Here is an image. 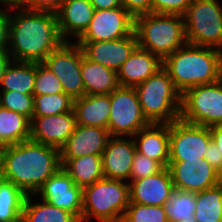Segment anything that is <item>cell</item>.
Wrapping results in <instances>:
<instances>
[{"instance_id": "obj_20", "label": "cell", "mask_w": 222, "mask_h": 222, "mask_svg": "<svg viewBox=\"0 0 222 222\" xmlns=\"http://www.w3.org/2000/svg\"><path fill=\"white\" fill-rule=\"evenodd\" d=\"M94 11L95 8L89 0H63L56 12L63 40L76 41L90 24Z\"/></svg>"}, {"instance_id": "obj_31", "label": "cell", "mask_w": 222, "mask_h": 222, "mask_svg": "<svg viewBox=\"0 0 222 222\" xmlns=\"http://www.w3.org/2000/svg\"><path fill=\"white\" fill-rule=\"evenodd\" d=\"M195 192L174 189L170 199L163 205L169 222L191 219L195 212Z\"/></svg>"}, {"instance_id": "obj_27", "label": "cell", "mask_w": 222, "mask_h": 222, "mask_svg": "<svg viewBox=\"0 0 222 222\" xmlns=\"http://www.w3.org/2000/svg\"><path fill=\"white\" fill-rule=\"evenodd\" d=\"M22 216L26 222H80L70 212L41 198L37 199L35 194L27 195Z\"/></svg>"}, {"instance_id": "obj_18", "label": "cell", "mask_w": 222, "mask_h": 222, "mask_svg": "<svg viewBox=\"0 0 222 222\" xmlns=\"http://www.w3.org/2000/svg\"><path fill=\"white\" fill-rule=\"evenodd\" d=\"M110 137L105 128L77 124L72 135L60 148V159L102 155Z\"/></svg>"}, {"instance_id": "obj_40", "label": "cell", "mask_w": 222, "mask_h": 222, "mask_svg": "<svg viewBox=\"0 0 222 222\" xmlns=\"http://www.w3.org/2000/svg\"><path fill=\"white\" fill-rule=\"evenodd\" d=\"M9 24V11H0V53H8Z\"/></svg>"}, {"instance_id": "obj_35", "label": "cell", "mask_w": 222, "mask_h": 222, "mask_svg": "<svg viewBox=\"0 0 222 222\" xmlns=\"http://www.w3.org/2000/svg\"><path fill=\"white\" fill-rule=\"evenodd\" d=\"M63 92L58 77L43 63H36L33 95L56 94Z\"/></svg>"}, {"instance_id": "obj_22", "label": "cell", "mask_w": 222, "mask_h": 222, "mask_svg": "<svg viewBox=\"0 0 222 222\" xmlns=\"http://www.w3.org/2000/svg\"><path fill=\"white\" fill-rule=\"evenodd\" d=\"M169 135L170 124L151 123L133 136L136 151L159 162L163 167H168Z\"/></svg>"}, {"instance_id": "obj_36", "label": "cell", "mask_w": 222, "mask_h": 222, "mask_svg": "<svg viewBox=\"0 0 222 222\" xmlns=\"http://www.w3.org/2000/svg\"><path fill=\"white\" fill-rule=\"evenodd\" d=\"M164 167L157 161L147 158L137 151L133 157L129 183L140 178H146L160 172Z\"/></svg>"}, {"instance_id": "obj_11", "label": "cell", "mask_w": 222, "mask_h": 222, "mask_svg": "<svg viewBox=\"0 0 222 222\" xmlns=\"http://www.w3.org/2000/svg\"><path fill=\"white\" fill-rule=\"evenodd\" d=\"M210 140L209 127L187 123L179 118L170 123L169 161L203 159Z\"/></svg>"}, {"instance_id": "obj_34", "label": "cell", "mask_w": 222, "mask_h": 222, "mask_svg": "<svg viewBox=\"0 0 222 222\" xmlns=\"http://www.w3.org/2000/svg\"><path fill=\"white\" fill-rule=\"evenodd\" d=\"M0 106L20 113L30 120L34 112V95L17 91H0Z\"/></svg>"}, {"instance_id": "obj_26", "label": "cell", "mask_w": 222, "mask_h": 222, "mask_svg": "<svg viewBox=\"0 0 222 222\" xmlns=\"http://www.w3.org/2000/svg\"><path fill=\"white\" fill-rule=\"evenodd\" d=\"M36 62L11 60L2 75L0 91L33 94Z\"/></svg>"}, {"instance_id": "obj_46", "label": "cell", "mask_w": 222, "mask_h": 222, "mask_svg": "<svg viewBox=\"0 0 222 222\" xmlns=\"http://www.w3.org/2000/svg\"><path fill=\"white\" fill-rule=\"evenodd\" d=\"M4 179L3 147L0 146V182Z\"/></svg>"}, {"instance_id": "obj_1", "label": "cell", "mask_w": 222, "mask_h": 222, "mask_svg": "<svg viewBox=\"0 0 222 222\" xmlns=\"http://www.w3.org/2000/svg\"><path fill=\"white\" fill-rule=\"evenodd\" d=\"M9 47L12 60L42 63L63 42L54 12L9 11Z\"/></svg>"}, {"instance_id": "obj_43", "label": "cell", "mask_w": 222, "mask_h": 222, "mask_svg": "<svg viewBox=\"0 0 222 222\" xmlns=\"http://www.w3.org/2000/svg\"><path fill=\"white\" fill-rule=\"evenodd\" d=\"M96 10H110L122 7L120 0H89Z\"/></svg>"}, {"instance_id": "obj_16", "label": "cell", "mask_w": 222, "mask_h": 222, "mask_svg": "<svg viewBox=\"0 0 222 222\" xmlns=\"http://www.w3.org/2000/svg\"><path fill=\"white\" fill-rule=\"evenodd\" d=\"M76 125L73 110L50 116H33L30 124V139L60 150L74 132Z\"/></svg>"}, {"instance_id": "obj_15", "label": "cell", "mask_w": 222, "mask_h": 222, "mask_svg": "<svg viewBox=\"0 0 222 222\" xmlns=\"http://www.w3.org/2000/svg\"><path fill=\"white\" fill-rule=\"evenodd\" d=\"M76 43L81 46L87 59L102 64L115 72H118L122 64L138 46L135 32L115 40Z\"/></svg>"}, {"instance_id": "obj_14", "label": "cell", "mask_w": 222, "mask_h": 222, "mask_svg": "<svg viewBox=\"0 0 222 222\" xmlns=\"http://www.w3.org/2000/svg\"><path fill=\"white\" fill-rule=\"evenodd\" d=\"M83 188L77 186L61 167L45 181L35 193L37 198L73 214L80 222L82 217Z\"/></svg>"}, {"instance_id": "obj_3", "label": "cell", "mask_w": 222, "mask_h": 222, "mask_svg": "<svg viewBox=\"0 0 222 222\" xmlns=\"http://www.w3.org/2000/svg\"><path fill=\"white\" fill-rule=\"evenodd\" d=\"M162 67L183 94L189 88L222 78V51L187 43L165 57Z\"/></svg>"}, {"instance_id": "obj_30", "label": "cell", "mask_w": 222, "mask_h": 222, "mask_svg": "<svg viewBox=\"0 0 222 222\" xmlns=\"http://www.w3.org/2000/svg\"><path fill=\"white\" fill-rule=\"evenodd\" d=\"M27 195L9 180L0 182V222H12L22 215Z\"/></svg>"}, {"instance_id": "obj_48", "label": "cell", "mask_w": 222, "mask_h": 222, "mask_svg": "<svg viewBox=\"0 0 222 222\" xmlns=\"http://www.w3.org/2000/svg\"><path fill=\"white\" fill-rule=\"evenodd\" d=\"M178 222H196V220L194 219V217L193 218H191V219H183L182 221H178Z\"/></svg>"}, {"instance_id": "obj_13", "label": "cell", "mask_w": 222, "mask_h": 222, "mask_svg": "<svg viewBox=\"0 0 222 222\" xmlns=\"http://www.w3.org/2000/svg\"><path fill=\"white\" fill-rule=\"evenodd\" d=\"M168 170L174 188L189 192L211 189L222 182V176L203 158L169 161Z\"/></svg>"}, {"instance_id": "obj_25", "label": "cell", "mask_w": 222, "mask_h": 222, "mask_svg": "<svg viewBox=\"0 0 222 222\" xmlns=\"http://www.w3.org/2000/svg\"><path fill=\"white\" fill-rule=\"evenodd\" d=\"M60 160L62 168L81 188L104 178L101 155H85L84 157Z\"/></svg>"}, {"instance_id": "obj_5", "label": "cell", "mask_w": 222, "mask_h": 222, "mask_svg": "<svg viewBox=\"0 0 222 222\" xmlns=\"http://www.w3.org/2000/svg\"><path fill=\"white\" fill-rule=\"evenodd\" d=\"M129 204V183L103 178L83 188L81 222H121Z\"/></svg>"}, {"instance_id": "obj_8", "label": "cell", "mask_w": 222, "mask_h": 222, "mask_svg": "<svg viewBox=\"0 0 222 222\" xmlns=\"http://www.w3.org/2000/svg\"><path fill=\"white\" fill-rule=\"evenodd\" d=\"M180 119L207 127L222 124V78L187 89L181 96Z\"/></svg>"}, {"instance_id": "obj_19", "label": "cell", "mask_w": 222, "mask_h": 222, "mask_svg": "<svg viewBox=\"0 0 222 222\" xmlns=\"http://www.w3.org/2000/svg\"><path fill=\"white\" fill-rule=\"evenodd\" d=\"M129 185L130 203L148 206H163L175 189L167 167L154 175L131 181Z\"/></svg>"}, {"instance_id": "obj_24", "label": "cell", "mask_w": 222, "mask_h": 222, "mask_svg": "<svg viewBox=\"0 0 222 222\" xmlns=\"http://www.w3.org/2000/svg\"><path fill=\"white\" fill-rule=\"evenodd\" d=\"M81 75L85 88V95H109L118 88L117 72L94 61L84 55L81 60Z\"/></svg>"}, {"instance_id": "obj_4", "label": "cell", "mask_w": 222, "mask_h": 222, "mask_svg": "<svg viewBox=\"0 0 222 222\" xmlns=\"http://www.w3.org/2000/svg\"><path fill=\"white\" fill-rule=\"evenodd\" d=\"M138 46L158 55L162 60L187 44L181 15L148 13L134 18Z\"/></svg>"}, {"instance_id": "obj_45", "label": "cell", "mask_w": 222, "mask_h": 222, "mask_svg": "<svg viewBox=\"0 0 222 222\" xmlns=\"http://www.w3.org/2000/svg\"><path fill=\"white\" fill-rule=\"evenodd\" d=\"M11 60L12 59L8 53H0V83L2 75L4 74L5 69Z\"/></svg>"}, {"instance_id": "obj_7", "label": "cell", "mask_w": 222, "mask_h": 222, "mask_svg": "<svg viewBox=\"0 0 222 222\" xmlns=\"http://www.w3.org/2000/svg\"><path fill=\"white\" fill-rule=\"evenodd\" d=\"M187 43L222 51V2L193 0L183 15Z\"/></svg>"}, {"instance_id": "obj_41", "label": "cell", "mask_w": 222, "mask_h": 222, "mask_svg": "<svg viewBox=\"0 0 222 222\" xmlns=\"http://www.w3.org/2000/svg\"><path fill=\"white\" fill-rule=\"evenodd\" d=\"M204 159L220 174V152L212 140L208 144Z\"/></svg>"}, {"instance_id": "obj_38", "label": "cell", "mask_w": 222, "mask_h": 222, "mask_svg": "<svg viewBox=\"0 0 222 222\" xmlns=\"http://www.w3.org/2000/svg\"><path fill=\"white\" fill-rule=\"evenodd\" d=\"M122 7L134 18L151 13L150 0H120Z\"/></svg>"}, {"instance_id": "obj_2", "label": "cell", "mask_w": 222, "mask_h": 222, "mask_svg": "<svg viewBox=\"0 0 222 222\" xmlns=\"http://www.w3.org/2000/svg\"><path fill=\"white\" fill-rule=\"evenodd\" d=\"M4 178L35 194L61 167L60 150L31 139L3 147Z\"/></svg>"}, {"instance_id": "obj_28", "label": "cell", "mask_w": 222, "mask_h": 222, "mask_svg": "<svg viewBox=\"0 0 222 222\" xmlns=\"http://www.w3.org/2000/svg\"><path fill=\"white\" fill-rule=\"evenodd\" d=\"M31 120L0 106V146H9L30 139Z\"/></svg>"}, {"instance_id": "obj_12", "label": "cell", "mask_w": 222, "mask_h": 222, "mask_svg": "<svg viewBox=\"0 0 222 222\" xmlns=\"http://www.w3.org/2000/svg\"><path fill=\"white\" fill-rule=\"evenodd\" d=\"M134 32V17L123 7L94 11L85 32L75 42L115 40Z\"/></svg>"}, {"instance_id": "obj_44", "label": "cell", "mask_w": 222, "mask_h": 222, "mask_svg": "<svg viewBox=\"0 0 222 222\" xmlns=\"http://www.w3.org/2000/svg\"><path fill=\"white\" fill-rule=\"evenodd\" d=\"M24 8V0H0V11H10Z\"/></svg>"}, {"instance_id": "obj_42", "label": "cell", "mask_w": 222, "mask_h": 222, "mask_svg": "<svg viewBox=\"0 0 222 222\" xmlns=\"http://www.w3.org/2000/svg\"><path fill=\"white\" fill-rule=\"evenodd\" d=\"M211 140L216 144L220 152V175L222 176V124L209 127Z\"/></svg>"}, {"instance_id": "obj_9", "label": "cell", "mask_w": 222, "mask_h": 222, "mask_svg": "<svg viewBox=\"0 0 222 222\" xmlns=\"http://www.w3.org/2000/svg\"><path fill=\"white\" fill-rule=\"evenodd\" d=\"M110 136L133 137L151 123L145 118L134 87L119 86L110 94Z\"/></svg>"}, {"instance_id": "obj_23", "label": "cell", "mask_w": 222, "mask_h": 222, "mask_svg": "<svg viewBox=\"0 0 222 222\" xmlns=\"http://www.w3.org/2000/svg\"><path fill=\"white\" fill-rule=\"evenodd\" d=\"M110 107V95H84L74 99L73 111L76 124L107 129Z\"/></svg>"}, {"instance_id": "obj_6", "label": "cell", "mask_w": 222, "mask_h": 222, "mask_svg": "<svg viewBox=\"0 0 222 222\" xmlns=\"http://www.w3.org/2000/svg\"><path fill=\"white\" fill-rule=\"evenodd\" d=\"M134 88L150 123L170 124L180 118L182 94L163 67Z\"/></svg>"}, {"instance_id": "obj_33", "label": "cell", "mask_w": 222, "mask_h": 222, "mask_svg": "<svg viewBox=\"0 0 222 222\" xmlns=\"http://www.w3.org/2000/svg\"><path fill=\"white\" fill-rule=\"evenodd\" d=\"M121 222H169L163 206L130 203Z\"/></svg>"}, {"instance_id": "obj_32", "label": "cell", "mask_w": 222, "mask_h": 222, "mask_svg": "<svg viewBox=\"0 0 222 222\" xmlns=\"http://www.w3.org/2000/svg\"><path fill=\"white\" fill-rule=\"evenodd\" d=\"M73 99L64 92L34 95L33 116H50L73 110Z\"/></svg>"}, {"instance_id": "obj_29", "label": "cell", "mask_w": 222, "mask_h": 222, "mask_svg": "<svg viewBox=\"0 0 222 222\" xmlns=\"http://www.w3.org/2000/svg\"><path fill=\"white\" fill-rule=\"evenodd\" d=\"M196 222H222V182L204 191L195 193Z\"/></svg>"}, {"instance_id": "obj_47", "label": "cell", "mask_w": 222, "mask_h": 222, "mask_svg": "<svg viewBox=\"0 0 222 222\" xmlns=\"http://www.w3.org/2000/svg\"><path fill=\"white\" fill-rule=\"evenodd\" d=\"M12 222H26V220L21 215L19 218H17L15 221H12Z\"/></svg>"}, {"instance_id": "obj_17", "label": "cell", "mask_w": 222, "mask_h": 222, "mask_svg": "<svg viewBox=\"0 0 222 222\" xmlns=\"http://www.w3.org/2000/svg\"><path fill=\"white\" fill-rule=\"evenodd\" d=\"M135 152L133 137L111 136L101 155L104 178L129 183Z\"/></svg>"}, {"instance_id": "obj_21", "label": "cell", "mask_w": 222, "mask_h": 222, "mask_svg": "<svg viewBox=\"0 0 222 222\" xmlns=\"http://www.w3.org/2000/svg\"><path fill=\"white\" fill-rule=\"evenodd\" d=\"M163 66V60L156 54L137 46L118 70V82L123 87H135Z\"/></svg>"}, {"instance_id": "obj_10", "label": "cell", "mask_w": 222, "mask_h": 222, "mask_svg": "<svg viewBox=\"0 0 222 222\" xmlns=\"http://www.w3.org/2000/svg\"><path fill=\"white\" fill-rule=\"evenodd\" d=\"M84 53L75 41H64L42 62L60 80L63 92L73 100L85 95L81 75V60Z\"/></svg>"}, {"instance_id": "obj_39", "label": "cell", "mask_w": 222, "mask_h": 222, "mask_svg": "<svg viewBox=\"0 0 222 222\" xmlns=\"http://www.w3.org/2000/svg\"><path fill=\"white\" fill-rule=\"evenodd\" d=\"M63 0H24V9L56 13Z\"/></svg>"}, {"instance_id": "obj_37", "label": "cell", "mask_w": 222, "mask_h": 222, "mask_svg": "<svg viewBox=\"0 0 222 222\" xmlns=\"http://www.w3.org/2000/svg\"><path fill=\"white\" fill-rule=\"evenodd\" d=\"M193 0H150L151 12L183 16Z\"/></svg>"}]
</instances>
